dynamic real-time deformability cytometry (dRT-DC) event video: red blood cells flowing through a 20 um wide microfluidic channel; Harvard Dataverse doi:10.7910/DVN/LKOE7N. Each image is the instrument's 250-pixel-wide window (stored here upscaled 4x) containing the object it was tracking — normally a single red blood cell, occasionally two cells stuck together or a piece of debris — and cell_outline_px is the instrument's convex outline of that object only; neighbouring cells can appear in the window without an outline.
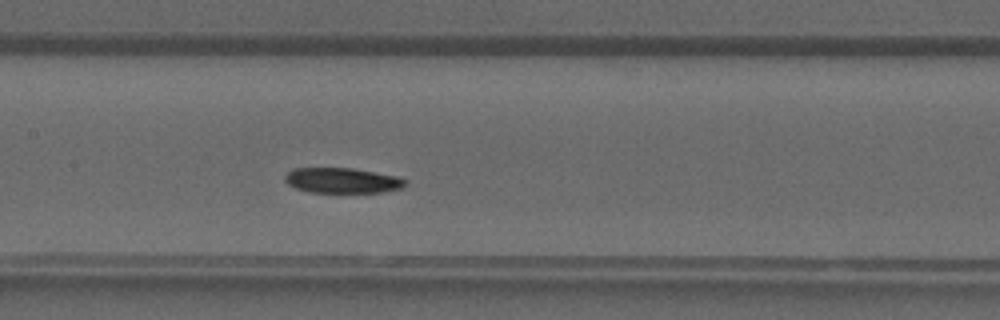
{"species": "common noctule bat (a hibernating species)", "species_latin": "Nyctalus noctula", "temperature_condition": "warm", "stored_images_in_passage": 34, "camera_frame_rate_fps": 3000, "um_per_image_px": 0.085, "animal": {"sex": "male", "forearm_length_mm": 52.5}, "frame": {"image": 1, "passage_image": 13, "time_ms": 4.0, "image_size_px": [1000, 320], "cell_outline_px": [[404, 188], [384, 192], [308, 192], [296, 188], [288, 184], [284, 180], [284, 176], [292, 168], [352, 168], [396, 176], [404, 180]], "centroid_in_image_um": [29.05, 15.34], "position_along_channel_um": 178.4, "area_um2": 17.63}}
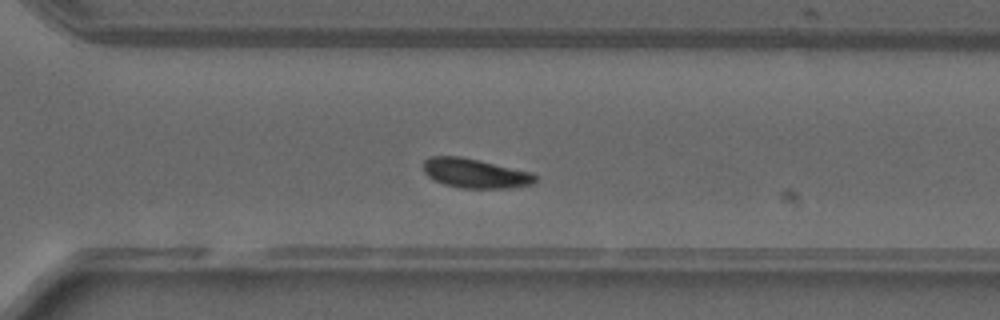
{"frame": {"image": 2, "passage_image": 22, "time_ms": 7.0, "image_size_px": [1000, 320], "cell_outline_px": [[536, 180], [532, 184], [512, 188], [460, 188], [444, 184], [428, 176], [424, 172], [424, 160], [432, 156], [460, 156], [532, 172], [536, 176]], "centroid_in_image_um": [40.4, 14.73], "position_along_channel_um": 330.2, "area_um2": 19.07}}
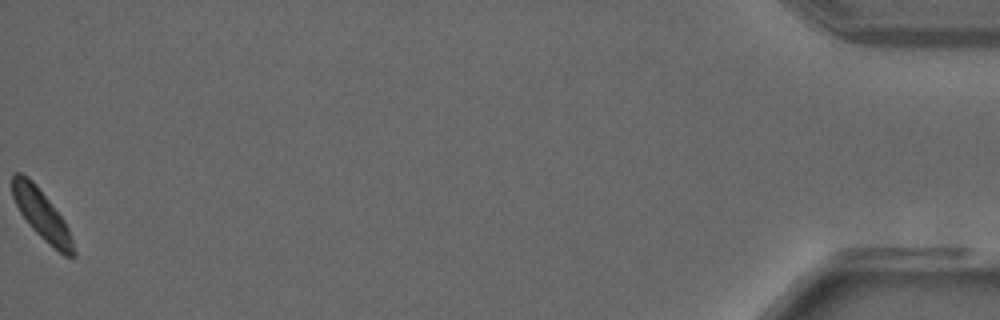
{"frame": {"image": 3, "passage_image": 34, "time_ms": 11.0, "image_size_px": [1000, 320], "cell_outline_px": [[76, 256], [72, 260], [64, 256], [44, 240], [28, 224], [20, 212], [12, 196], [12, 172], [20, 172], [28, 176], [36, 184], [64, 220], [68, 228], [76, 252]], "centroid_in_image_um": [3.55, 18.26], "position_along_channel_um": 431.6, "area_um2": 17.8}}